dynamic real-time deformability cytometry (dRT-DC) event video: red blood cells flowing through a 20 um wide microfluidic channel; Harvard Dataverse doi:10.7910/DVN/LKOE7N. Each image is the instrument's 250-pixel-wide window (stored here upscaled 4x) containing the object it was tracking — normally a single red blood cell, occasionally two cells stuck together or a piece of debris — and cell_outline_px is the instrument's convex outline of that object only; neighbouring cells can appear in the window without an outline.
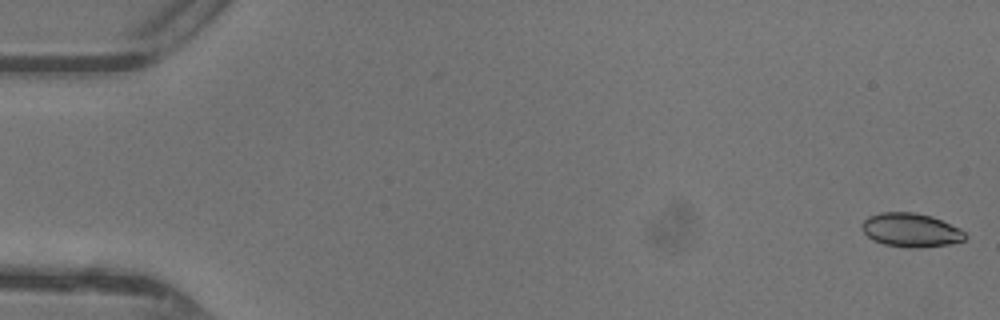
{"species": "common noctule bat (a hibernating species)", "species_latin": "Nyctalus noctula", "temperature_condition": "warm", "stored_images_in_passage": 47, "camera_frame_rate_fps": 3000, "um_per_image_px": 0.085, "animal": {"sex": "female"}, "frame": {"image": 1, "passage_image": 1, "time_ms": 0.0, "image_size_px": [1000, 320], "cell_outline_px": [[968, 236], [964, 240], [948, 244], [920, 248], [908, 248], [884, 244], [872, 240], [860, 228], [860, 224], [868, 216], [880, 212], [912, 212], [932, 216], [960, 228]], "centroid_in_image_um": [77.4, 19.55], "position_along_channel_um": 7.6, "area_um2": 20.52}}
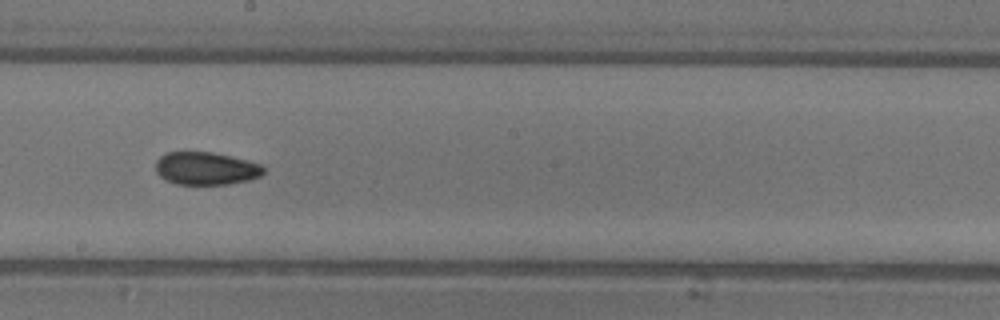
{"frame": {"image": 2, "passage_image": 27, "time_ms": 8.667, "image_size_px": [1000, 320], "cell_outline_px": [[264, 172], [260, 176], [248, 180], [228, 184], [176, 184], [164, 180], [156, 172], [156, 160], [160, 156], [168, 152], [212, 152], [248, 160], [260, 164], [264, 168]], "centroid_in_image_um": [17.48, 14.32], "position_along_channel_um": 230.7, "area_um2": 20.63}}
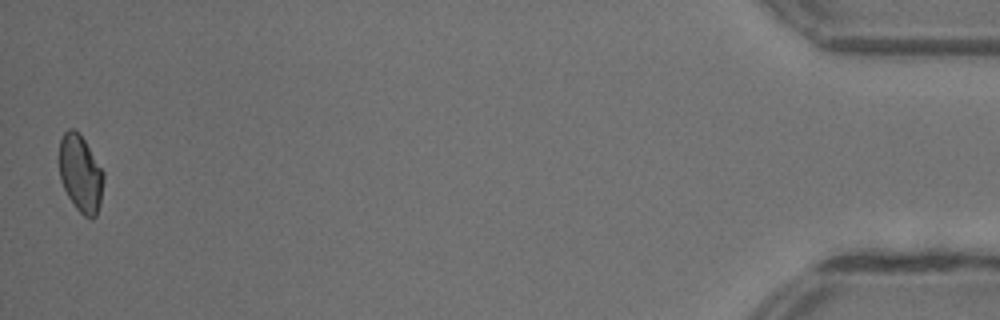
{"frame": {"image": 3, "passage_image": 47, "time_ms": 15.333, "image_size_px": [1000, 320], "cell_outline_px": [[104, 176], [100, 204], [96, 216], [92, 220], [84, 216], [76, 208], [68, 196], [60, 180], [60, 140], [64, 132], [68, 128], [72, 128], [84, 140], [104, 172]], "centroid_in_image_um": [6.85, 14.79], "position_along_channel_um": 428.3, "area_um2": 19.71}, "authors_computed_cell_mechanics": {"area_um2": 20.6346, "velocity_mm_per_s": 4.4135, "shape_relaxation_time_tau1_ms": 6.1384, "shape_relaxation_time_tau2_ms": 2.4237, "deformation_change_tau1": 0.1169, "deformation_change_tau2": 0.0534}}